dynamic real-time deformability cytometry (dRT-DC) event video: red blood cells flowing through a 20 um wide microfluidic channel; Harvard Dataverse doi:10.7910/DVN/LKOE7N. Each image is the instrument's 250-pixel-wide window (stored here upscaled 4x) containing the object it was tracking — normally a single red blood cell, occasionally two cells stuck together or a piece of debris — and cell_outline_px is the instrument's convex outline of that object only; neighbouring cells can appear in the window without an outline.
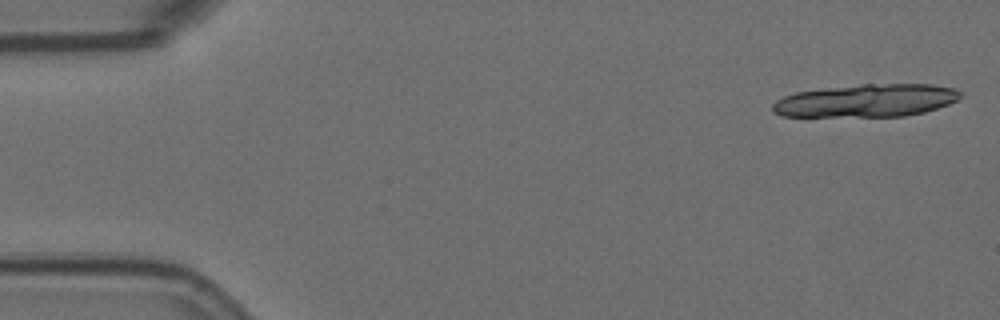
{"species": "Egyptian fruit bat (a non-hibernating species)", "species_latin": "Rousettus aegyptiacus", "temperature_condition": "room temperature", "stored_images_in_passage": 7, "camera_frame_rate_fps": 3000, "um_per_image_px": 0.085, "animal": {"sex": "female"}, "frame": {"image": 1, "passage_image": 1, "time_ms": 0.0, "image_size_px": [1000, 320], "cell_outline_px": [[964, 96], [960, 100], [924, 112], [904, 116], [780, 116], [772, 112], [772, 104], [776, 100], [784, 96], [796, 92], [824, 88], [860, 84], [932, 84], [956, 88], [964, 92]], "centroid_in_image_um": [73.69, 8.54], "position_along_channel_um": 11.3, "area_um2": 36.24}}
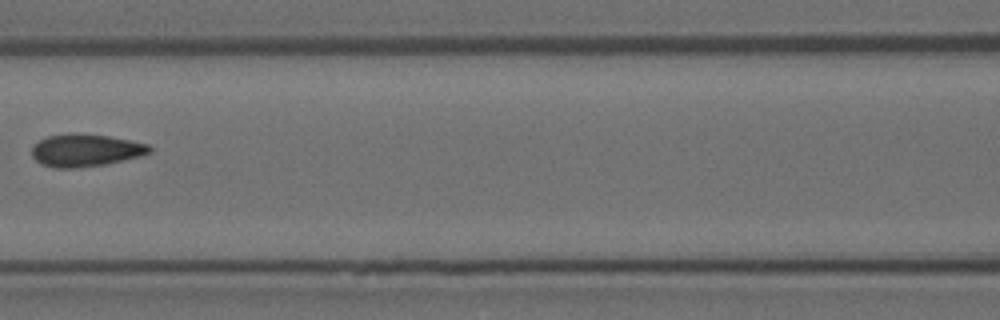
{"frame": {"image": 2, "passage_image": 7, "time_ms": 2.0, "image_size_px": [1000, 320], "cell_outline_px": [[152, 152], [140, 156], [104, 164], [76, 168], [52, 168], [40, 164], [32, 156], [32, 148], [40, 140], [48, 136], [72, 132], [108, 136], [148, 144], [152, 148]], "centroid_in_image_um": [7.25, 12.77], "position_along_channel_um": 159.3, "area_um2": 22.25}}